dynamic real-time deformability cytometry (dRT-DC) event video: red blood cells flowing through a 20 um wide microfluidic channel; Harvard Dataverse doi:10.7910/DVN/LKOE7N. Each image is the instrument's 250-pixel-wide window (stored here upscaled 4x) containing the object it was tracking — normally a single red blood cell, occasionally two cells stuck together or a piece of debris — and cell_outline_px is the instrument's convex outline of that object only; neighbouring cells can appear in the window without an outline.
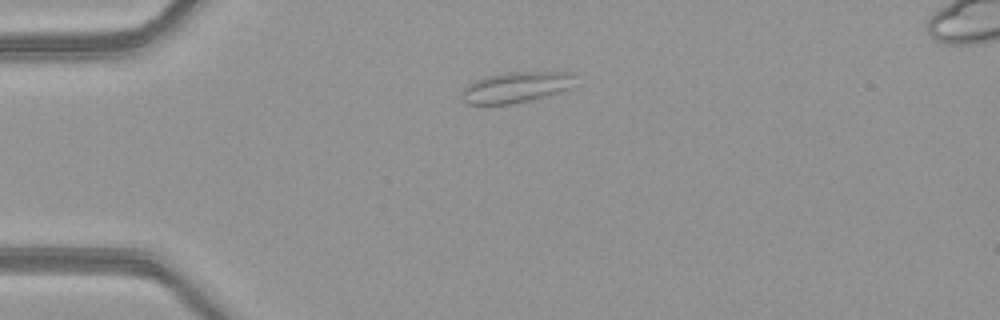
{"species": "common noctule bat (a hibernating species)", "species_latin": "Nyctalus noctula", "temperature_condition": "warm", "stored_images_in_passage": 2, "camera_frame_rate_fps": 3000, "um_per_image_px": 0.085, "animal": {"sex": "female", "body_mass_g": 21.9}, "frame": {"image": 1, "passage_image": 2, "time_ms": 0.333, "image_size_px": [1000, 320], "cell_outline_px": [[572, 88], [560, 92], [512, 104], [468, 104], [464, 100], [464, 88], [468, 84], [484, 76], [508, 72], [572, 72]], "centroid_in_image_um": [43.86, 7.41], "position_along_channel_um": 41.1, "area_um2": 19.94}}